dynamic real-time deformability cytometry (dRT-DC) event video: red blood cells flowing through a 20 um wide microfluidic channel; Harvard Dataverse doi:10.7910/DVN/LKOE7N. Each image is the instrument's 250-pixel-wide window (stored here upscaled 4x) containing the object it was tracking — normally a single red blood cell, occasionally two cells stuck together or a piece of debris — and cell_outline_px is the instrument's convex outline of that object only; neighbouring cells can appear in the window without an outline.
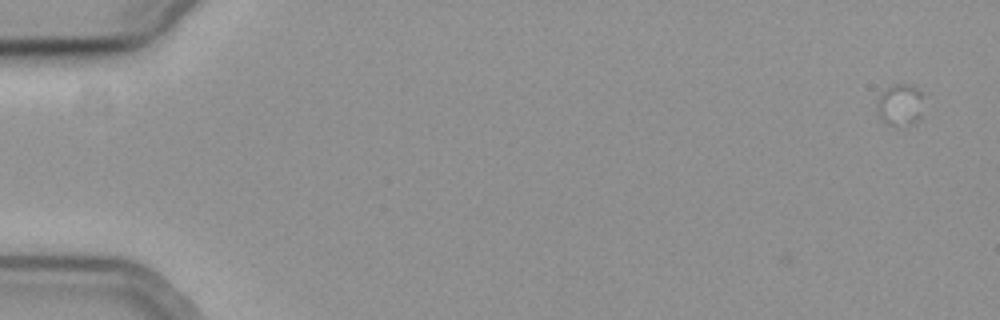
{"species": "common noctule bat (a hibernating species)", "species_latin": "Nyctalus noctula", "temperature_condition": "cold", "stored_images_in_passage": 4, "camera_frame_rate_fps": 3000, "um_per_image_px": 0.085, "animal": {"sex": "female", "body_mass_g": 19.3, "forearm_length_mm": 54.1}, "frame": {"image": 1, "passage_image": 1, "time_ms": 0.0, "image_size_px": [1000, 320], "cell_outline_px": [[924, 96], [920, 116], [912, 124], [896, 128], [880, 120], [876, 108], [876, 100], [892, 84], [908, 84], [916, 88]], "centroid_in_image_um": [76.49, 8.95], "position_along_channel_um": 8.5, "area_um2": 11.56}}